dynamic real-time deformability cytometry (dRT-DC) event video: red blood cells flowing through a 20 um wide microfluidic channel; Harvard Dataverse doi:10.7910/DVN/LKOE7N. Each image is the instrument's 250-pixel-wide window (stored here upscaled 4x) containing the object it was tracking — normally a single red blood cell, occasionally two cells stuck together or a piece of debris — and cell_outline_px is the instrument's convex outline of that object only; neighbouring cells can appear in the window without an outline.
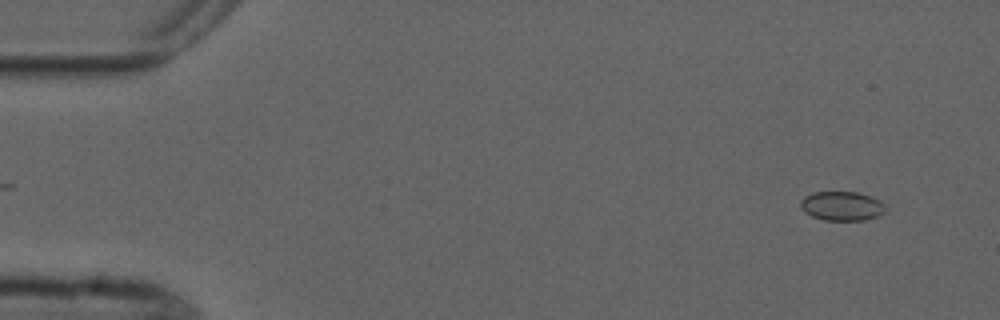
{"species": "common noctule bat (a hibernating species)", "species_latin": "Nyctalus noctula", "temperature_condition": "cold", "stored_images_in_passage": 5, "camera_frame_rate_fps": 3000, "um_per_image_px": 0.085, "animal": {"sex": "male", "forearm_length_mm": 52.5}, "frame": {"image": 1, "passage_image": 1, "time_ms": 0.0, "image_size_px": [1000, 320], "cell_outline_px": [[884, 212], [876, 216], [864, 220], [824, 220], [812, 216], [804, 212], [800, 204], [800, 200], [804, 196], [812, 192], [856, 192], [880, 200], [884, 204]], "centroid_in_image_um": [71.51, 17.5], "position_along_channel_um": 13.5, "area_um2": 14.33}}
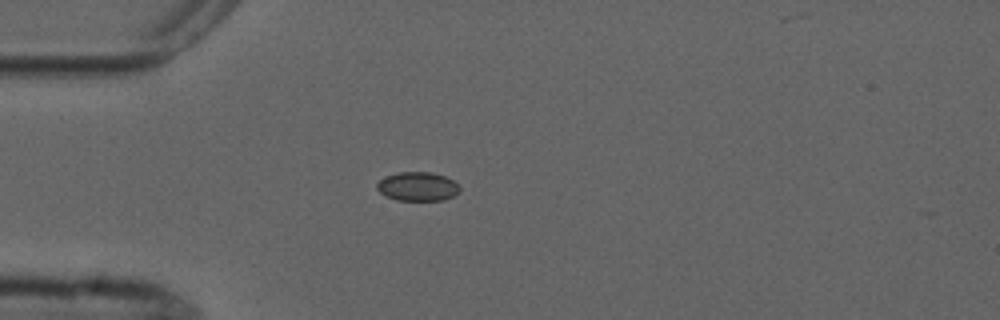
{"frame": {"image": 2, "passage_image": 4, "time_ms": 3.667, "image_size_px": [1000, 320], "cell_outline_px": [[460, 192], [444, 200], [396, 200], [380, 192], [376, 188], [376, 184], [384, 176], [396, 172], [432, 172], [444, 176], [452, 180], [460, 188]], "centroid_in_image_um": [35.48, 15.84], "position_along_channel_um": 49.5, "area_um2": 13.93}}